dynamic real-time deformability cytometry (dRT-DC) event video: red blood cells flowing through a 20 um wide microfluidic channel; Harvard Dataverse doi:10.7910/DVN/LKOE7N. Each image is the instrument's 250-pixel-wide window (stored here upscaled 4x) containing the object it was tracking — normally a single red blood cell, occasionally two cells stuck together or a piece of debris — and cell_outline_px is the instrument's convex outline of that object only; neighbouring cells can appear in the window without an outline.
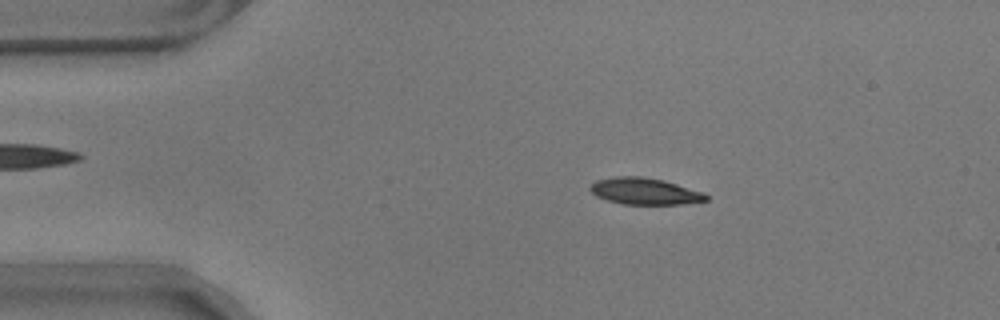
{"species": "common noctule bat (a hibernating species)", "species_latin": "Nyctalus noctula", "temperature_condition": "warm", "stored_images_in_passage": 27, "camera_frame_rate_fps": 3000, "um_per_image_px": 0.085, "animal": {"sex": "male", "body_mass_g": 17.9}, "frame": {"image": 1, "passage_image": 2, "time_ms": 0.333, "image_size_px": [1000, 320], "cell_outline_px": [[708, 200], [680, 204], [624, 204], [608, 200], [596, 196], [588, 188], [596, 180], [616, 176], [640, 176], [664, 180], [704, 192], [708, 196]], "centroid_in_image_um": [54.8, 16.25], "position_along_channel_um": 30.2, "area_um2": 17.92}}
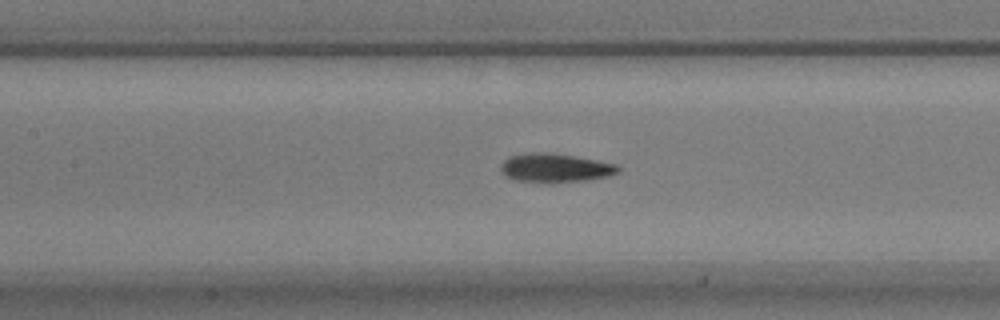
{"frame": {"image": 2, "passage_image": 17, "time_ms": 5.333, "image_size_px": [1000, 320], "cell_outline_px": [[620, 172], [608, 176], [584, 180], [552, 184], [516, 180], [508, 176], [500, 168], [500, 164], [508, 156], [528, 152], [552, 152], [596, 160], [616, 164], [620, 168]], "centroid_in_image_um": [47.18, 14.27], "position_along_channel_um": 160.2, "area_um2": 19.94}}
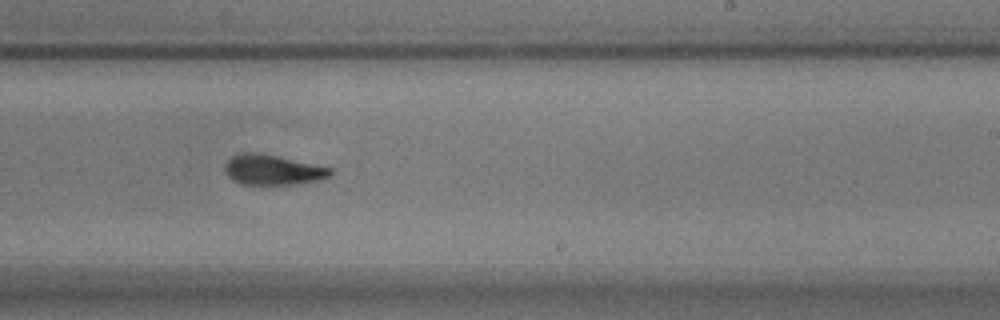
{"frame": {"image": 3, "passage_image": 26, "time_ms": 8.333, "image_size_px": [1000, 320], "cell_outline_px": [[332, 172], [328, 176], [316, 180], [296, 184], [240, 184], [232, 180], [224, 172], [224, 164], [232, 156], [240, 152], [256, 152], [276, 156], [332, 168]], "centroid_in_image_um": [23.09, 14.43], "position_along_channel_um": 265.9, "area_um2": 18.38}}